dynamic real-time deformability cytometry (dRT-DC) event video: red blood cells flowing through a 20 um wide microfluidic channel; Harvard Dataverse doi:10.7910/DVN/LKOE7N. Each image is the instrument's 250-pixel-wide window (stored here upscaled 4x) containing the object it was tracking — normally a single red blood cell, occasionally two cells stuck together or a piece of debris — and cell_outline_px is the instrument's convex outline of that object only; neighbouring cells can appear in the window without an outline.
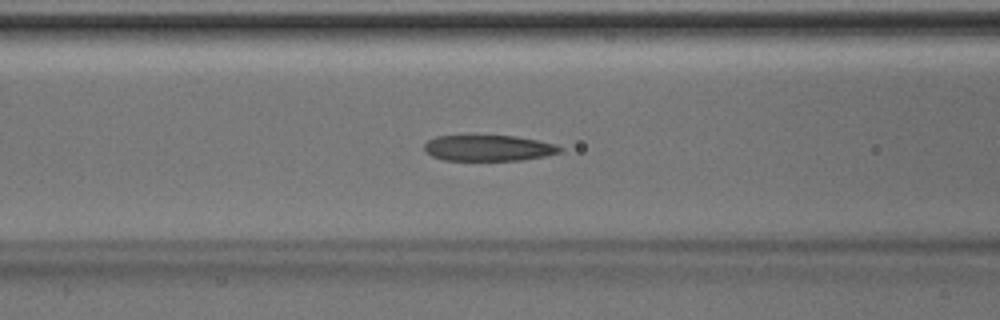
{"species": "Egyptian fruit bat (a non-hibernating species)", "species_latin": "Rousettus aegyptiacus", "temperature_condition": "room temperature", "stored_images_in_passage": 49, "camera_frame_rate_fps": 3000, "um_per_image_px": 0.085, "animal": {"sex": "male"}, "frame": {"image": 1, "passage_image": 20, "time_ms": 6.333, "image_size_px": [1000, 320], "cell_outline_px": [[564, 148], [560, 152], [544, 156], [520, 160], [444, 160], [432, 156], [424, 152], [424, 144], [428, 140], [436, 136], [516, 136], [556, 144]], "centroid_in_image_um": [41.5, 12.58], "position_along_channel_um": 125.1, "area_um2": 20.4}}
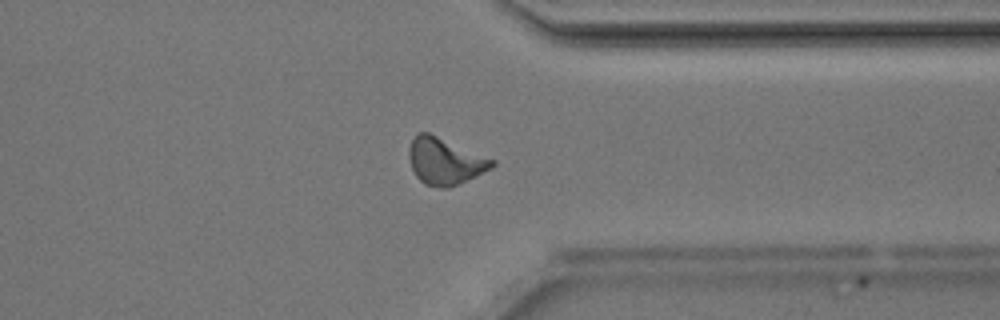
{"frame": {"image": 2, "passage_image": 38, "time_ms": 12.333, "image_size_px": [1000, 320], "cell_outline_px": [[496, 164], [492, 168], [448, 188], [440, 188], [424, 184], [416, 176], [412, 168], [408, 156], [408, 148], [416, 132], [428, 132], [496, 160]], "centroid_in_image_um": [37.8, 13.69], "position_along_channel_um": 373.6, "area_um2": 22.54}}
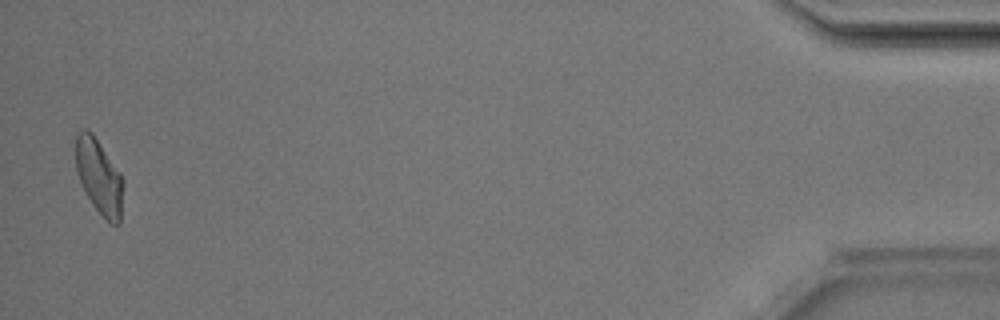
{"frame": {"image": 3, "passage_image": 48, "time_ms": 15.667, "image_size_px": [1000, 320], "cell_outline_px": [[124, 184], [120, 224], [112, 224], [92, 204], [80, 180], [76, 168], [76, 136], [84, 128], [92, 132], [120, 172], [124, 180]], "centroid_in_image_um": [8.46, 15.01], "position_along_channel_um": 426.7, "area_um2": 20.46}, "authors_computed_cell_mechanics": {"area_um2": 21.8484, "velocity_mm_per_s": 4.1875, "shape_relaxation_time_tau1_ms": 3.8671, "shape_relaxation_time_tau2_ms": 2.1634, "deformation_change_tau1": 0.1617, "deformation_change_tau2": 0.109}}